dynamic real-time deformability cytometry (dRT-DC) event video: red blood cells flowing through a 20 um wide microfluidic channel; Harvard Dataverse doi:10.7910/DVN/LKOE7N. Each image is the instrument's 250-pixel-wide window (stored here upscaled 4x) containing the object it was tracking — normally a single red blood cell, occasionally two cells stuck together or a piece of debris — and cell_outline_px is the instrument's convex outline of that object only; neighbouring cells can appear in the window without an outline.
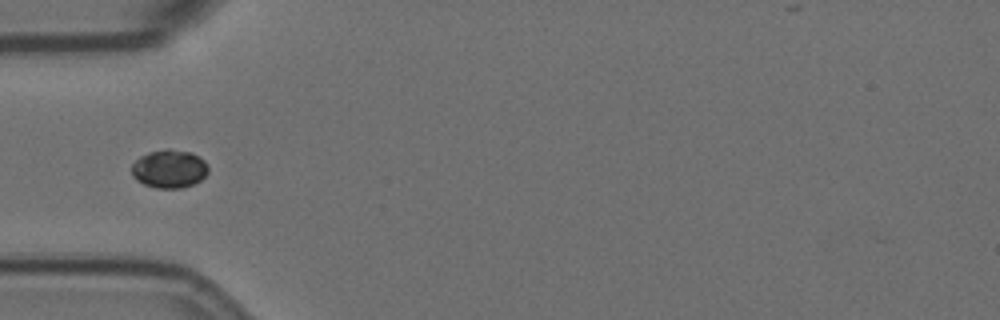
{"species": "Egyptian fruit bat (a non-hibernating species)", "species_latin": "Rousettus aegyptiacus", "temperature_condition": "room temperature", "stored_images_in_passage": 41, "camera_frame_rate_fps": 3000, "um_per_image_px": 0.085, "animal": {"sex": "female"}, "frame": {"image": 1, "passage_image": 1, "time_ms": 0.0, "image_size_px": [1000, 320], "cell_outline_px": [[208, 172], [200, 180], [192, 184], [180, 188], [156, 188], [144, 184], [136, 180], [132, 176], [132, 164], [140, 156], [148, 152], [164, 148], [168, 148], [192, 152], [204, 160], [208, 164]], "centroid_in_image_um": [14.38, 14.33], "position_along_channel_um": 70.6, "area_um2": 17.22}}
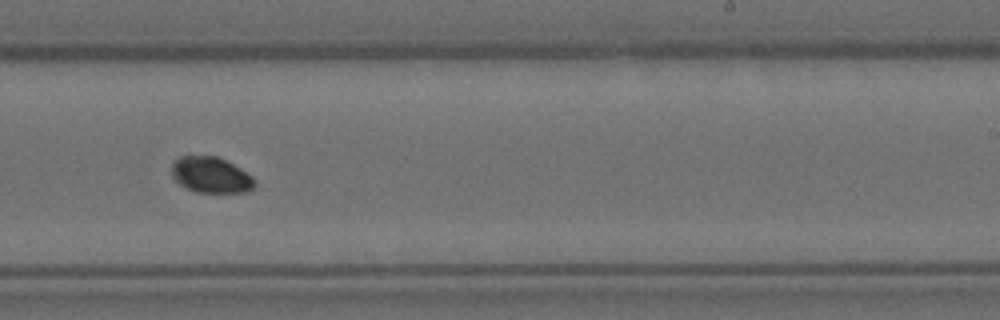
{"frame": {"image": 2, "passage_image": 18, "time_ms": 5.667, "image_size_px": [1000, 320], "cell_outline_px": [[256, 184], [252, 188], [244, 192], [196, 192], [184, 188], [172, 176], [172, 164], [180, 156], [216, 156], [240, 168], [252, 176], [256, 180]], "centroid_in_image_um": [17.92, 14.88], "position_along_channel_um": 271.1, "area_um2": 17.22}}
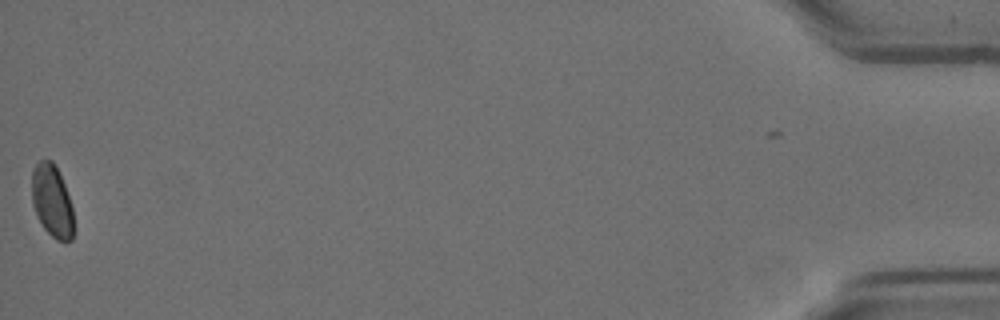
{"frame": {"image": 3, "passage_image": 40, "time_ms": 13.0, "image_size_px": [1000, 320], "cell_outline_px": [[72, 240], [64, 244], [56, 240], [44, 228], [32, 204], [32, 172], [36, 164], [40, 160], [52, 160], [64, 184], [72, 208]], "centroid_in_image_um": [4.41, 17.11], "position_along_channel_um": 430.8, "area_um2": 17.34}}